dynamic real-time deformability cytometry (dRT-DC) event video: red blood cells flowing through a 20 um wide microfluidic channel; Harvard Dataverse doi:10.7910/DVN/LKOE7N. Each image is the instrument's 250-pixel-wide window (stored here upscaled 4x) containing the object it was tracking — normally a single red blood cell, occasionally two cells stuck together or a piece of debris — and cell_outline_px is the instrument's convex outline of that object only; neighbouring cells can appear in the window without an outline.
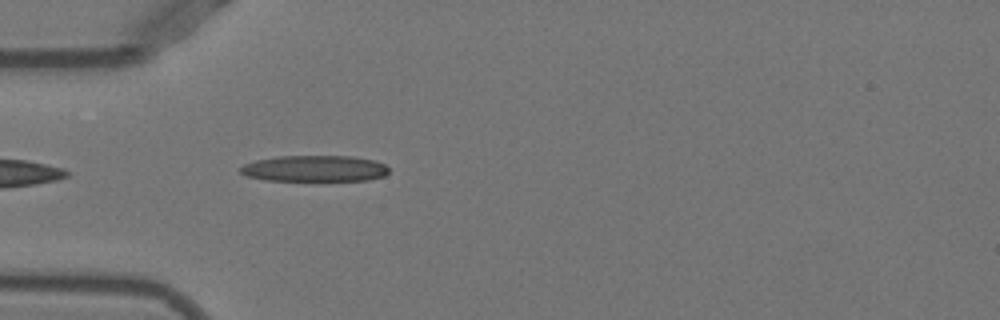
{"species": "Egyptian fruit bat (a non-hibernating species)", "species_latin": "Rousettus aegyptiacus", "temperature_condition": "warm", "stored_images_in_passage": 34, "camera_frame_rate_fps": 3000, "um_per_image_px": 0.085, "animal": {"sex": "female"}, "frame": {"image": 1, "passage_image": 2, "time_ms": 0.333, "image_size_px": [1000, 320], "cell_outline_px": [[388, 172], [384, 176], [368, 180], [264, 180], [248, 176], [240, 172], [240, 168], [244, 164], [256, 160], [280, 156], [352, 156], [372, 160], [384, 164], [388, 168]], "centroid_in_image_um": [26.74, 14.32], "position_along_channel_um": 58.3, "area_um2": 22.43}}
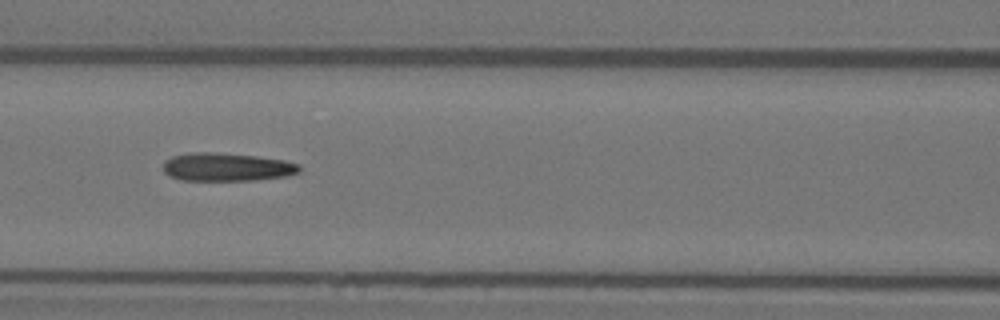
{"frame": {"image": 2, "passage_image": 9, "time_ms": 2.667, "image_size_px": [1000, 320], "cell_outline_px": [[300, 172], [284, 176], [256, 180], [180, 180], [168, 176], [164, 172], [164, 160], [172, 156], [188, 152], [212, 152], [256, 156], [284, 160], [300, 164]], "centroid_in_image_um": [19.24, 14.19], "position_along_channel_um": 147.4, "area_um2": 22.48}}
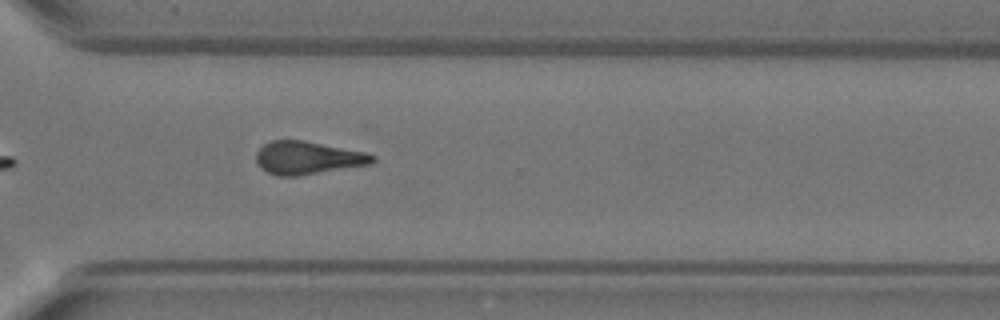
{"frame": {"image": 3, "passage_image": 24, "time_ms": 7.667, "image_size_px": [1000, 320], "cell_outline_px": [[376, 160], [372, 164], [296, 176], [276, 176], [260, 168], [256, 160], [256, 152], [264, 144], [272, 140], [304, 140], [368, 152], [376, 156]], "centroid_in_image_um": [26.18, 13.41], "position_along_channel_um": 344.4, "area_um2": 22.54}, "authors_computed_cell_mechanics": {"area_um2": 22.4842, "velocity_mm_per_s": 3.964, "shape_relaxation_time_tau1_ms": 6.4888, "shape_relaxation_time_tau2_ms": 3.4502, "deformation_change_tau1": 0.2201, "deformation_change_tau2": 0.1572}}